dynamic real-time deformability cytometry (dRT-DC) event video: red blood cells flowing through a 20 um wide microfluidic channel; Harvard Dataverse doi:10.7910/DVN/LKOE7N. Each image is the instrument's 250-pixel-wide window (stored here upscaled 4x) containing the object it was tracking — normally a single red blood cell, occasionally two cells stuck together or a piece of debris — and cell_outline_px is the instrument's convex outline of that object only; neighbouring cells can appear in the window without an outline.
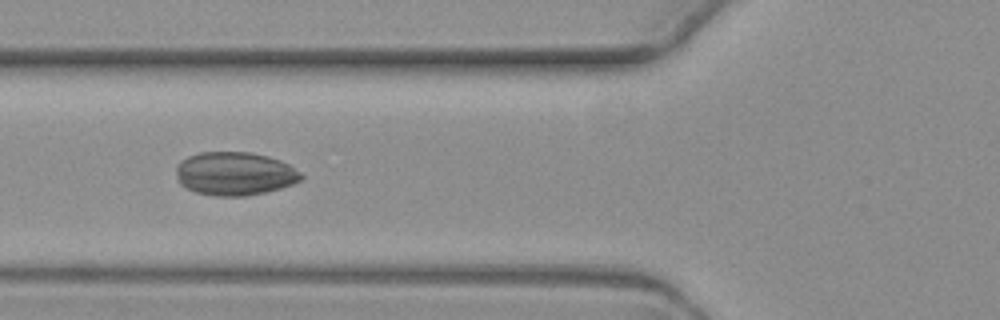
{"species": "common noctule bat (a hibernating species)", "species_latin": "Nyctalus noctula", "temperature_condition": "warm", "stored_images_in_passage": 6, "camera_frame_rate_fps": 3000, "um_per_image_px": 0.085, "animal": {"sex": "female", "body_mass_g": 19.3, "forearm_length_mm": 54.1}, "frame": {"image": 1, "passage_image": 6, "time_ms": 5.667, "image_size_px": [1000, 320], "cell_outline_px": [[304, 176], [300, 180], [292, 184], [280, 188], [264, 192], [244, 196], [212, 196], [196, 192], [184, 188], [180, 184], [176, 176], [176, 168], [180, 160], [188, 156], [200, 152], [252, 152], [268, 156], [280, 160], [288, 164], [300, 172]], "centroid_in_image_um": [19.92, 14.76], "position_along_channel_um": 105.9, "area_um2": 31.79}}